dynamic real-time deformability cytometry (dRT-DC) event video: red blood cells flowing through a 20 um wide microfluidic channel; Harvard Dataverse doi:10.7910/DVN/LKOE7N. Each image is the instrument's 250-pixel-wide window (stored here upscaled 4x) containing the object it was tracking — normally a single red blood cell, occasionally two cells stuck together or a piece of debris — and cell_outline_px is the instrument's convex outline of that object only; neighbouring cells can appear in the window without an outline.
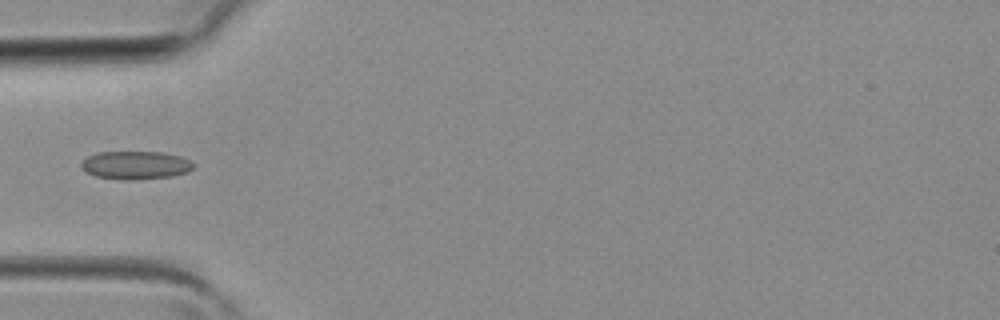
{"species": "common noctule bat (a hibernating species)", "species_latin": "Nyctalus noctula", "temperature_condition": "room temperature", "stored_images_in_passage": 4, "camera_frame_rate_fps": 3000, "um_per_image_px": 0.085, "animal": {"sex": "female", "body_mass_g": 19.3, "forearm_length_mm": 54.1}, "frame": {"image": 1, "passage_image": 4, "time_ms": 1.0, "image_size_px": [1000, 320], "cell_outline_px": [[196, 164], [188, 172], [172, 176], [128, 180], [124, 180], [96, 176], [80, 168], [80, 164], [88, 156], [96, 152], [160, 152], [180, 156], [192, 160]], "centroid_in_image_um": [11.55, 14.03], "position_along_channel_um": 73.5, "area_um2": 18.44}}